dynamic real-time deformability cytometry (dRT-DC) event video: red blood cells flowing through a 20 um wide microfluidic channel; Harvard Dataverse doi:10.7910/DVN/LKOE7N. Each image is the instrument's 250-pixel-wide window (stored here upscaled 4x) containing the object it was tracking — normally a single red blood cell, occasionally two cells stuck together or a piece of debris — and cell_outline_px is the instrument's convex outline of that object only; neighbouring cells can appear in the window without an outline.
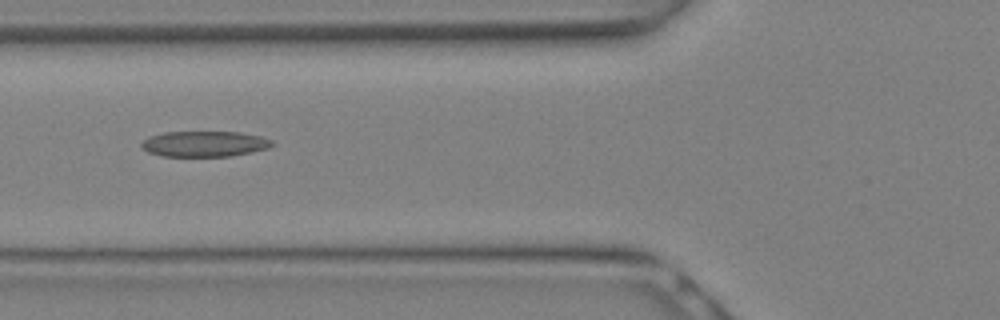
{"species": "Egyptian fruit bat (a non-hibernating species)", "species_latin": "Rousettus aegyptiacus", "temperature_condition": "warm", "stored_images_in_passage": 23, "camera_frame_rate_fps": 3000, "um_per_image_px": 0.085, "animal": {"sex": "female"}, "frame": {"image": 1, "passage_image": 6, "time_ms": 1.667, "image_size_px": [1000, 320], "cell_outline_px": [[276, 144], [268, 148], [252, 152], [232, 156], [160, 156], [148, 152], [140, 148], [140, 144], [148, 136], [164, 132], [240, 132], [260, 136], [272, 140]], "centroid_in_image_um": [17.37, 12.23], "position_along_channel_um": 108.4, "area_um2": 19.71}}
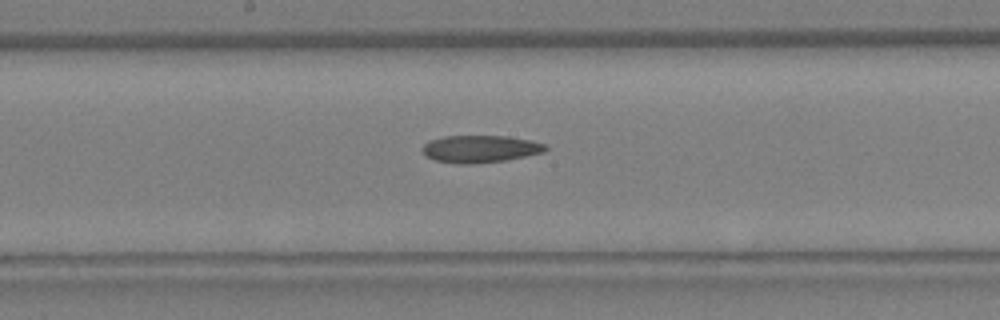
{"frame": {"image": 2, "passage_image": 10, "time_ms": 3.0, "image_size_px": [1000, 320], "cell_outline_px": [[548, 148], [544, 152], [504, 160], [468, 164], [456, 164], [436, 160], [424, 156], [420, 148], [428, 140], [444, 136], [508, 136], [532, 140], [548, 144]], "centroid_in_image_um": [40.79, 12.64], "position_along_channel_um": 207.4, "area_um2": 19.77}}
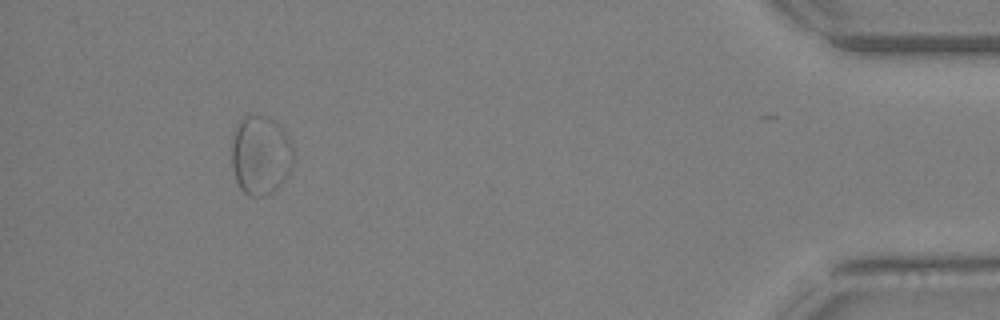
{"frame": {"image": 3, "passage_image": 21, "time_ms": 6.667, "image_size_px": [1000, 320], "cell_outline_px": [[296, 160], [292, 168], [280, 184], [276, 188], [264, 196], [252, 196], [244, 192], [240, 188], [236, 180], [232, 168], [232, 136], [240, 120], [244, 116], [268, 116], [288, 136], [292, 144], [296, 156]], "centroid_in_image_um": [22.17, 13.19], "position_along_channel_um": 413.0, "area_um2": 28.55}}